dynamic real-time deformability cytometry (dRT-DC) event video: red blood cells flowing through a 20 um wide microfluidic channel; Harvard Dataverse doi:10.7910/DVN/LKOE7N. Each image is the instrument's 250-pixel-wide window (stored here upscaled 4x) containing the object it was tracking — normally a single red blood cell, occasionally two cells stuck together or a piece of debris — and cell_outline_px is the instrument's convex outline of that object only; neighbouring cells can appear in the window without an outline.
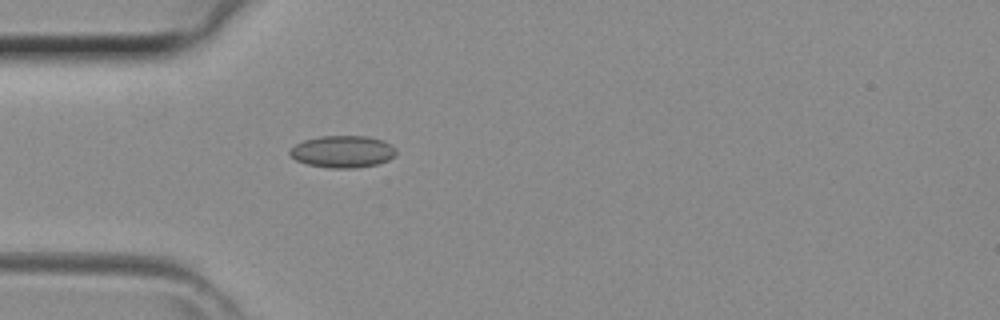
{"species": "common noctule bat (a hibernating species)", "species_latin": "Nyctalus noctula", "temperature_condition": "room temperature", "stored_images_in_passage": 40, "camera_frame_rate_fps": 3000, "um_per_image_px": 0.085, "animal": {"sex": "female", "body_mass_g": 29.2, "forearm_length_mm": 56.3}, "frame": {"image": 1, "passage_image": 10, "time_ms": 3.0, "image_size_px": [1000, 320], "cell_outline_px": [[396, 156], [388, 160], [376, 164], [356, 168], [332, 168], [308, 164], [296, 160], [288, 152], [296, 144], [304, 140], [320, 136], [368, 136], [384, 140], [392, 144], [396, 148]], "centroid_in_image_um": [29.18, 12.88], "position_along_channel_um": 55.8, "area_um2": 19.88}}
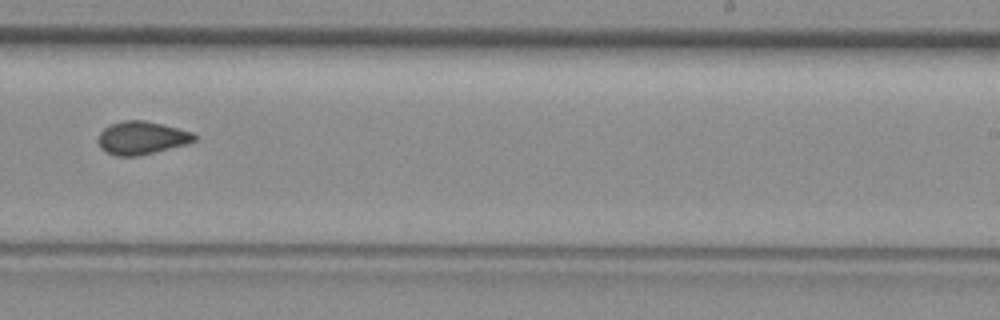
{"frame": {"image": 2, "passage_image": 24, "time_ms": 7.667, "image_size_px": [1000, 320], "cell_outline_px": [[196, 140], [184, 144], [156, 152], [136, 156], [116, 156], [100, 148], [96, 140], [100, 132], [104, 128], [120, 120], [144, 120], [192, 132], [196, 136]], "centroid_in_image_um": [11.99, 11.72], "position_along_channel_um": 277.0, "area_um2": 18.38}}
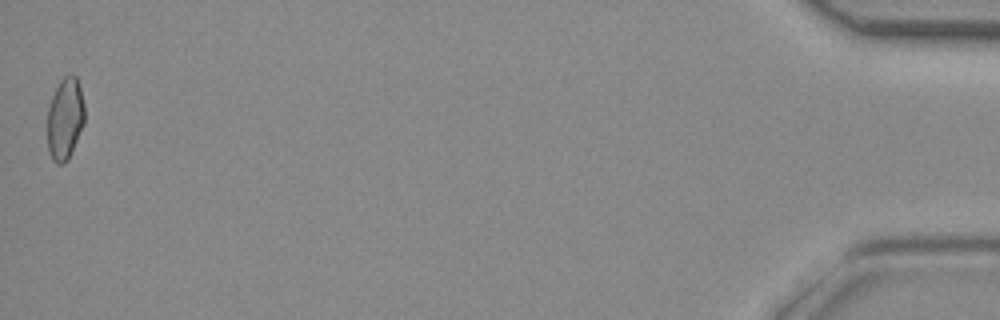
{"frame": {"image": 3, "passage_image": 40, "time_ms": 13.0, "image_size_px": [1000, 320], "cell_outline_px": [[84, 124], [68, 160], [64, 164], [56, 164], [52, 160], [48, 148], [48, 108], [52, 96], [60, 80], [64, 76], [76, 76], [80, 88], [84, 104]], "centroid_in_image_um": [5.53, 10.12], "position_along_channel_um": 429.7, "area_um2": 17.69}}